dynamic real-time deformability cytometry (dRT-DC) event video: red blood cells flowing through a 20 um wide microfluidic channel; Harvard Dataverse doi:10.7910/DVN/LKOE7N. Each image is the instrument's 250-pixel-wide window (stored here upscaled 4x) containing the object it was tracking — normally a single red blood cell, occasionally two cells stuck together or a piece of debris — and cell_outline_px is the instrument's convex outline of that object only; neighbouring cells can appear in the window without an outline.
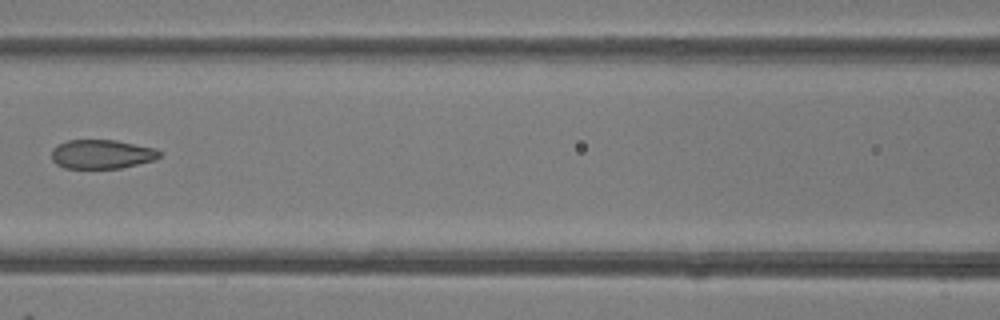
{"species": "common noctule bat (a hibernating species)", "species_latin": "Nyctalus noctula", "temperature_condition": "room temperature", "stored_images_in_passage": 7, "camera_frame_rate_fps": 3000, "um_per_image_px": 0.085, "animal": {"sex": "female"}, "frame": {"image": 1, "passage_image": 7, "time_ms": 6.667, "image_size_px": [1000, 320], "cell_outline_px": [[160, 156], [156, 160], [120, 168], [64, 168], [56, 164], [52, 160], [52, 148], [56, 144], [68, 140], [116, 140], [156, 148], [160, 152]], "centroid_in_image_um": [8.64, 13.1], "position_along_channel_um": 158.0, "area_um2": 18.44}}